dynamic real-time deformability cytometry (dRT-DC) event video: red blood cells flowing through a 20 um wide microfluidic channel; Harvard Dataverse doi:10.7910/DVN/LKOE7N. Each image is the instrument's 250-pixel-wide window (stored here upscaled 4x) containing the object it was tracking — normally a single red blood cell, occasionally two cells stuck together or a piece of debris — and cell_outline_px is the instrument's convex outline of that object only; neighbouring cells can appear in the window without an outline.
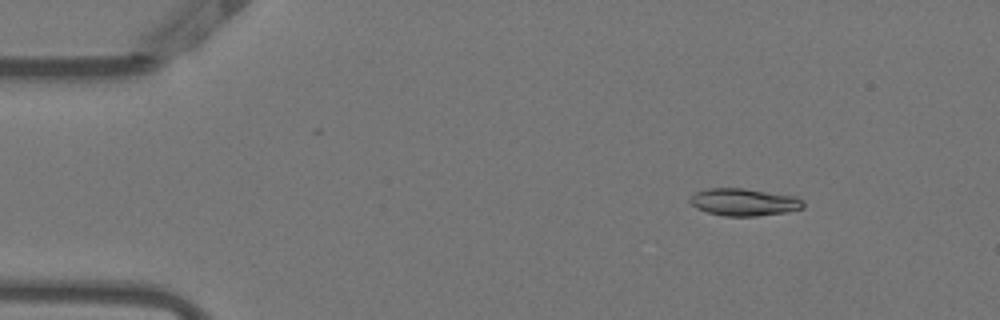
{"species": "Egyptian fruit bat (a non-hibernating species)", "species_latin": "Rousettus aegyptiacus", "temperature_condition": "warm", "stored_images_in_passage": 18, "camera_frame_rate_fps": 3000, "um_per_image_px": 0.085, "animal": {"sex": "female"}, "frame": {"image": 1, "passage_image": 6, "time_ms": 1.667, "image_size_px": [1000, 320], "cell_outline_px": [[804, 208], [788, 212], [756, 216], [724, 216], [708, 212], [696, 208], [688, 200], [696, 192], [708, 188], [744, 188], [796, 196], [804, 200]], "centroid_in_image_um": [63.28, 17.18], "position_along_channel_um": 21.7, "area_um2": 18.15}}
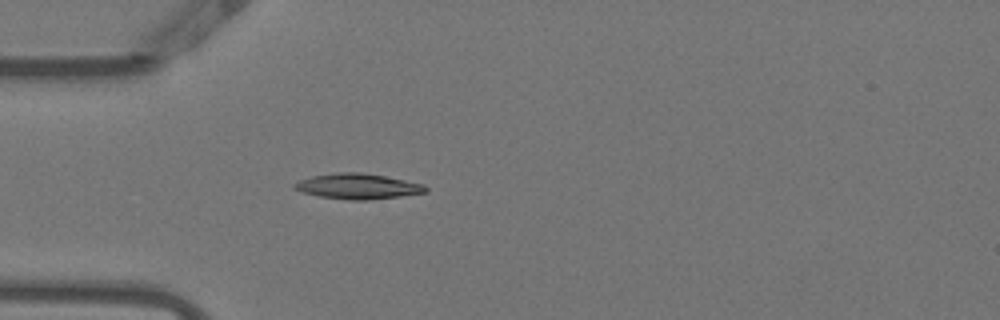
{"frame": {"image": 2, "passage_image": 14, "time_ms": 4.333, "image_size_px": [1000, 320], "cell_outline_px": [[428, 192], [400, 196], [368, 200], [352, 200], [320, 196], [304, 192], [292, 188], [292, 184], [300, 180], [312, 176], [336, 172], [360, 172], [384, 176], [424, 184], [428, 188]], "centroid_in_image_um": [30.42, 15.83], "position_along_channel_um": 54.6, "area_um2": 19.31}}
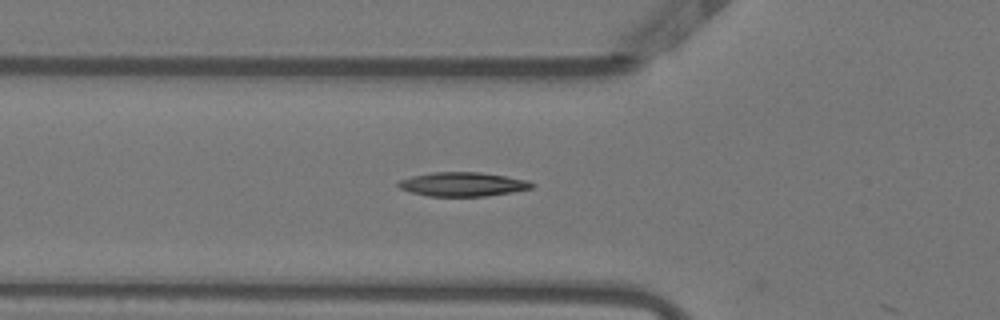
{"frame": {"image": 3, "passage_image": 17, "time_ms": 5.333, "image_size_px": [1000, 320], "cell_outline_px": [[532, 188], [512, 192], [484, 196], [428, 196], [412, 192], [400, 188], [396, 184], [400, 180], [412, 176], [432, 172], [480, 172], [528, 180], [532, 184]], "centroid_in_image_um": [39.3, 15.66], "position_along_channel_um": 86.5, "area_um2": 18.5}}